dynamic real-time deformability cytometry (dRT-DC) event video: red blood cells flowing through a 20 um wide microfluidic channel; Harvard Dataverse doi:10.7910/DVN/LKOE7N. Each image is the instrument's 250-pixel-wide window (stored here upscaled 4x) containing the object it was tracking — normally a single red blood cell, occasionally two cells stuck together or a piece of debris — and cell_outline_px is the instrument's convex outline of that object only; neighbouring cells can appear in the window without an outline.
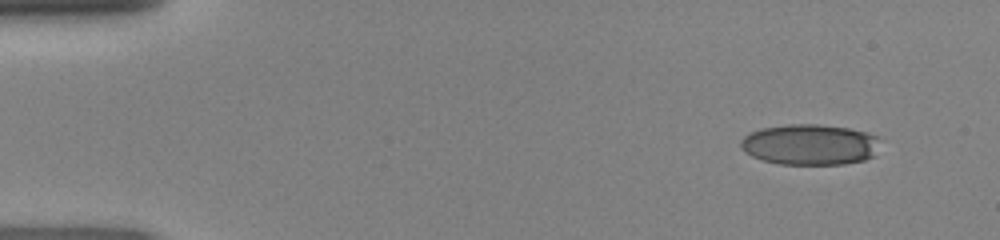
{"species": "human", "species_latin": "Homo sapiens", "temperature_condition": "room temperature", "stored_images_in_passage": 44, "camera_frame_rate_fps": 3000, "um_per_image_px": 0.085, "donor": {"sex": "female"}, "frame": {"image": 1, "passage_image": 1, "time_ms": 0.0, "image_size_px": [1000, 240], "cell_outline_px": [[880, 136], [872, 156], [864, 160], [844, 164], [780, 164], [764, 160], [752, 156], [744, 152], [740, 144], [740, 140], [744, 136], [760, 128], [788, 124], [816, 124], [848, 128], [868, 132]], "centroid_in_image_um": [68.82, 12.28], "position_along_channel_um": 16.2, "area_um2": 33.06}}
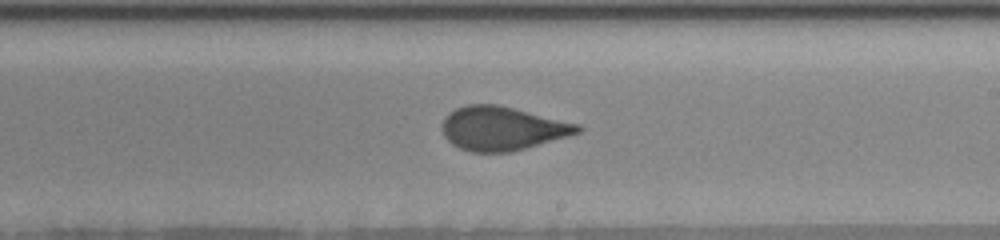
{"frame": {"image": 2, "passage_image": 25, "time_ms": 8.0, "image_size_px": [1000, 240], "cell_outline_px": [[584, 128], [580, 132], [568, 136], [512, 152], [472, 152], [460, 148], [452, 144], [444, 136], [440, 128], [444, 120], [456, 108], [468, 104], [496, 104], [580, 124]], "centroid_in_image_um": [42.7, 10.92], "position_along_channel_um": 246.3, "area_um2": 34.39}}
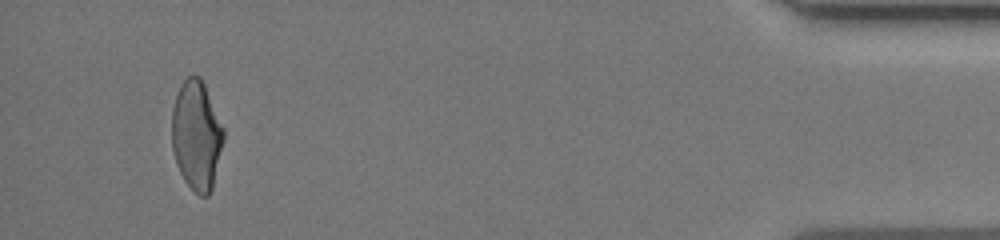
{"frame": {"image": 3, "passage_image": 42, "time_ms": 13.667, "image_size_px": [1000, 240], "cell_outline_px": [[224, 140], [212, 188], [208, 196], [200, 196], [184, 180], [176, 164], [172, 148], [172, 108], [180, 84], [188, 76], [200, 76], [204, 84], [224, 128]], "centroid_in_image_um": [16.7, 11.5], "position_along_channel_um": 418.5, "area_um2": 32.89}}